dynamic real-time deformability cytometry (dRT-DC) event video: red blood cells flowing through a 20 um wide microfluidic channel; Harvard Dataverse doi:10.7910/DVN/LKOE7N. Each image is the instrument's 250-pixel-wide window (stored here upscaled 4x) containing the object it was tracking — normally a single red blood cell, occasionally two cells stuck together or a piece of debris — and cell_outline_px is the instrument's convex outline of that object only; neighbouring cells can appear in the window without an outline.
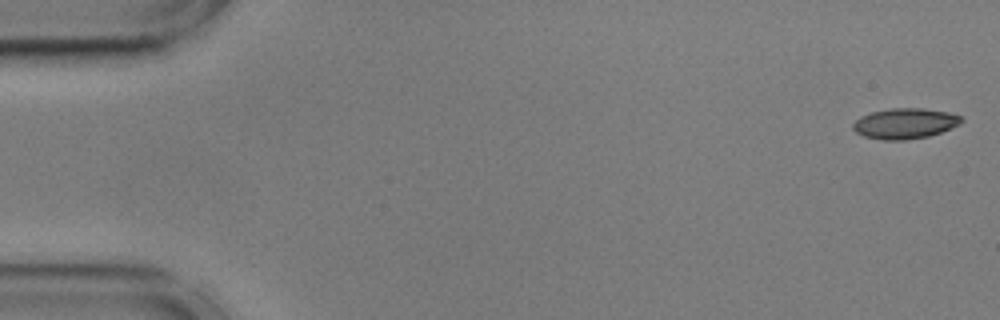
{"species": "common noctule bat (a hibernating species)", "species_latin": "Nyctalus noctula", "temperature_condition": "cold", "stored_images_in_passage": 55, "camera_frame_rate_fps": 3000, "um_per_image_px": 0.085, "animal": {"sex": "male", "body_mass_g": 17.9, "forearm_length_mm": 54.2}, "frame": {"image": 1, "passage_image": 1, "time_ms": 0.0, "image_size_px": [1000, 320], "cell_outline_px": [[964, 120], [960, 124], [940, 132], [928, 136], [904, 140], [884, 140], [864, 136], [856, 132], [852, 128], [852, 124], [860, 116], [872, 112], [892, 108], [920, 108], [948, 112], [960, 116]], "centroid_in_image_um": [76.9, 10.49], "position_along_channel_um": 8.1, "area_um2": 19.13}}
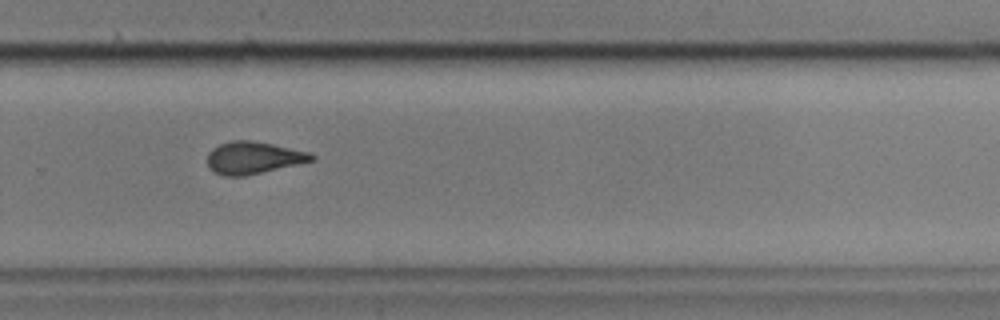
{"frame": {"image": 2, "passage_image": 37, "time_ms": 12.0, "image_size_px": [1000, 320], "cell_outline_px": [[316, 160], [244, 176], [224, 176], [212, 172], [208, 168], [208, 152], [212, 148], [220, 144], [232, 140], [252, 140], [312, 152], [316, 156]], "centroid_in_image_um": [21.54, 13.41], "position_along_channel_um": 308.3, "area_um2": 19.77}}
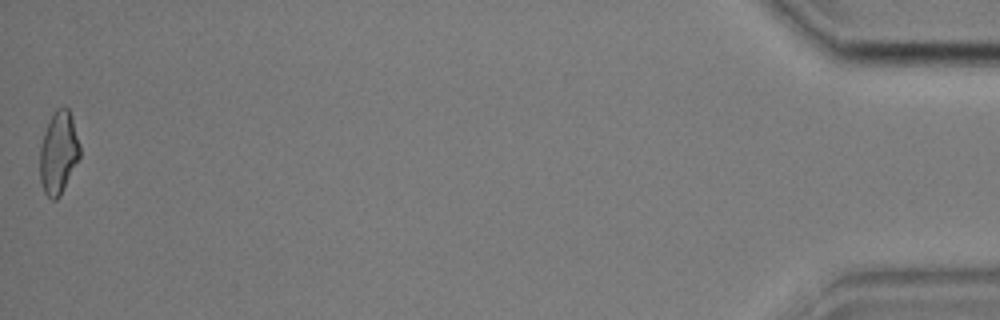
{"frame": {"image": 3, "passage_image": 55, "time_ms": 18.0, "image_size_px": [1000, 320], "cell_outline_px": [[80, 156], [60, 196], [56, 200], [52, 200], [44, 192], [40, 180], [40, 144], [44, 132], [56, 108], [64, 104], [68, 108], [72, 116], [80, 144]], "centroid_in_image_um": [4.98, 12.95], "position_along_channel_um": 430.2, "area_um2": 19.31}, "authors_computed_cell_mechanics": {"area_um2": 19.652, "velocity_mm_per_s": 3.6021, "shape_relaxation_time_tau1_ms": 7.2802, "shape_relaxation_time_tau2_ms": 2.3336, "deformation_change_tau1": 0.1667, "deformation_change_tau2": 0.0937}}